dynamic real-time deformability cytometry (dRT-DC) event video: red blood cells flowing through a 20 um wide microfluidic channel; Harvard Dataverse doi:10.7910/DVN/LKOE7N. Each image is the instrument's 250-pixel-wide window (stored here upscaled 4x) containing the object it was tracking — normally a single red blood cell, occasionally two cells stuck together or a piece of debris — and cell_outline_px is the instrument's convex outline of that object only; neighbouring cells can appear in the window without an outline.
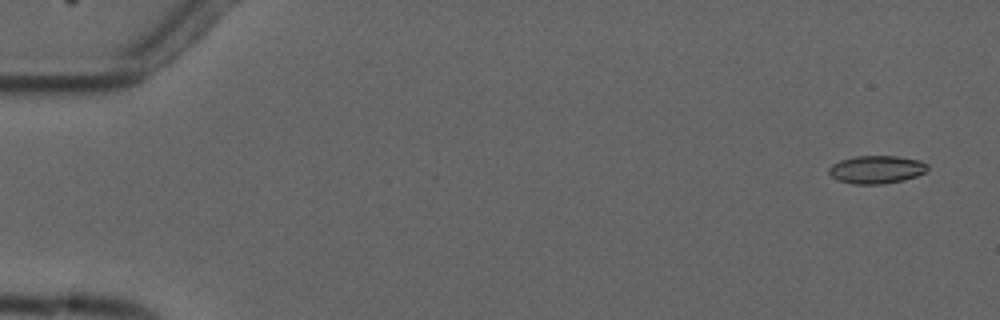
{"species": "common noctule bat (a hibernating species)", "species_latin": "Nyctalus noctula", "temperature_condition": "cold", "stored_images_in_passage": 5, "camera_frame_rate_fps": 3000, "um_per_image_px": 0.085, "animal": {"sex": "male", "forearm_length_mm": 52.5}, "frame": {"image": 1, "passage_image": 1, "time_ms": 0.0, "image_size_px": [1000, 320], "cell_outline_px": [[928, 172], [904, 180], [884, 184], [852, 184], [840, 180], [832, 176], [828, 172], [828, 168], [832, 164], [840, 160], [856, 156], [896, 156], [920, 160], [928, 164]], "centroid_in_image_um": [74.53, 14.41], "position_along_channel_um": 10.5, "area_um2": 16.18}}